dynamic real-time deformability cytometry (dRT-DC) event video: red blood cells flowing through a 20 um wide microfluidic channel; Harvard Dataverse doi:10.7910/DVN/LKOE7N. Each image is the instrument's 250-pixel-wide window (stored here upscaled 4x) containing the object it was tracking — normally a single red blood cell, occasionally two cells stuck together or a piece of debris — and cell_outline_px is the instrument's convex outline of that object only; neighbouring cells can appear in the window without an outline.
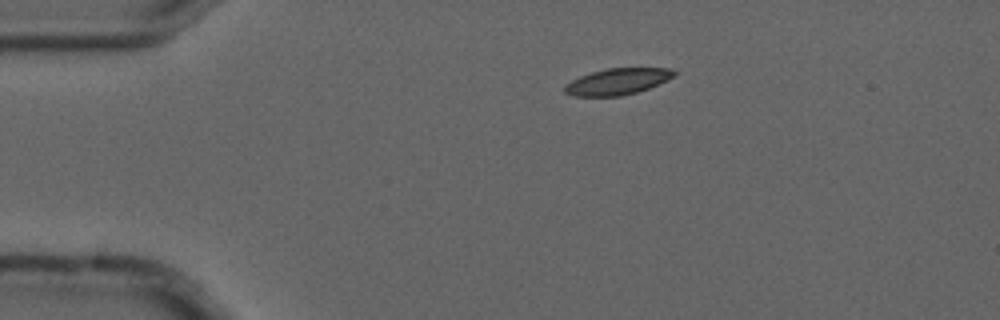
{"species": "common noctule bat (a hibernating species)", "species_latin": "Nyctalus noctula", "temperature_condition": "cold", "stored_images_in_passage": 6, "camera_frame_rate_fps": 3000, "um_per_image_px": 0.085, "animal": {"sex": "male", "forearm_length_mm": 52.5}, "frame": {"image": 1, "passage_image": 1, "time_ms": 0.0, "image_size_px": [1000, 320], "cell_outline_px": [[676, 76], [668, 80], [648, 88], [636, 92], [620, 96], [572, 96], [564, 92], [564, 84], [580, 76], [592, 72], [608, 68], [672, 68], [676, 72]], "centroid_in_image_um": [52.49, 6.93], "position_along_channel_um": 32.5, "area_um2": 16.82}}
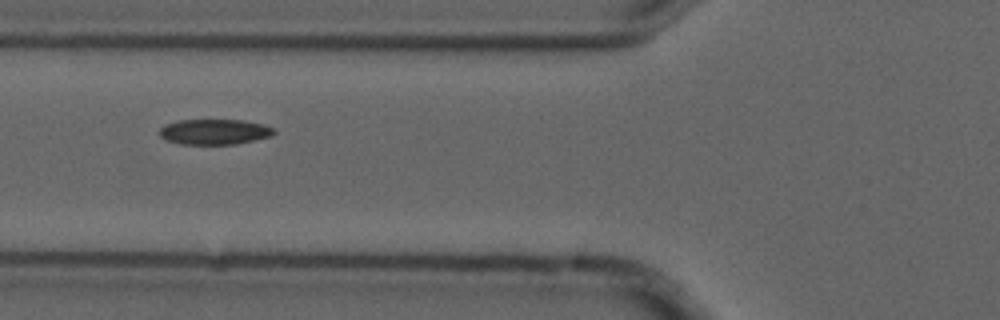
{"frame": {"image": 2, "passage_image": 4, "time_ms": 1.0, "image_size_px": [1000, 320], "cell_outline_px": [[276, 132], [272, 136], [236, 144], [180, 144], [164, 140], [160, 136], [160, 128], [164, 124], [180, 120], [244, 120], [264, 124], [272, 128]], "centroid_in_image_um": [18.22, 11.2], "position_along_channel_um": 107.6, "area_um2": 17.05}}
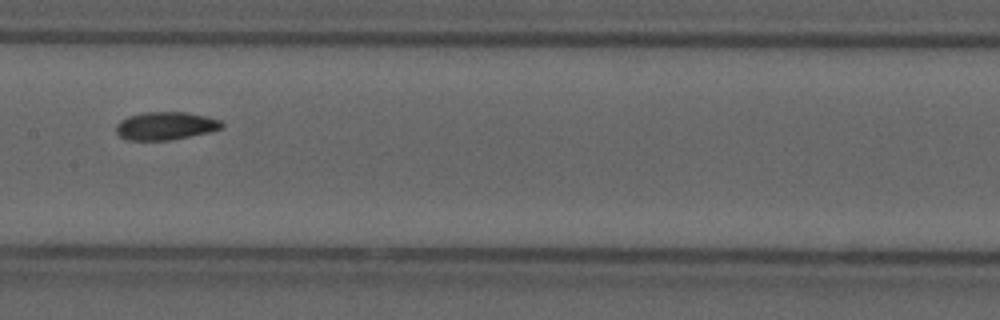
{"frame": {"image": 3, "passage_image": 6, "time_ms": 1.667, "image_size_px": [1000, 320], "cell_outline_px": [[224, 128], [208, 132], [168, 140], [128, 140], [120, 136], [116, 132], [116, 124], [120, 120], [128, 116], [144, 112], [184, 112], [204, 116], [220, 120], [224, 124]], "centroid_in_image_um": [14.05, 10.69], "position_along_channel_um": 193.4, "area_um2": 17.11}}